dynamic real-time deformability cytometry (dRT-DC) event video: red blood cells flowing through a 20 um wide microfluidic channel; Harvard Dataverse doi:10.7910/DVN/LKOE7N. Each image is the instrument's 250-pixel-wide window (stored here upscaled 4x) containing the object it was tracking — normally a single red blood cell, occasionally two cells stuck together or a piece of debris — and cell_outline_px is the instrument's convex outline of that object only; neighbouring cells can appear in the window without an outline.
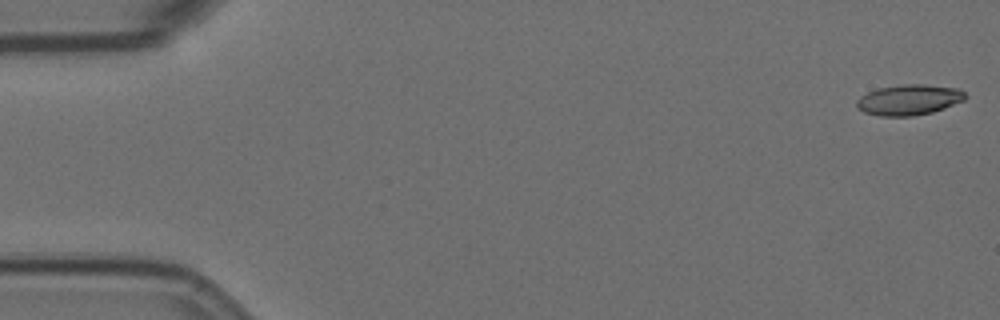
{"species": "Egyptian fruit bat (a non-hibernating species)", "species_latin": "Rousettus aegyptiacus", "temperature_condition": "room temperature", "stored_images_in_passage": 17, "camera_frame_rate_fps": 3000, "um_per_image_px": 0.085, "animal": {"sex": "female"}, "frame": {"image": 1, "passage_image": 1, "time_ms": 0.0, "image_size_px": [1000, 320], "cell_outline_px": [[968, 96], [964, 100], [944, 108], [932, 112], [912, 116], [880, 116], [864, 112], [856, 108], [856, 100], [860, 96], [876, 88], [904, 84], [924, 84], [960, 88]], "centroid_in_image_um": [77.25, 8.47], "position_along_channel_um": 7.7, "area_um2": 19.54}}
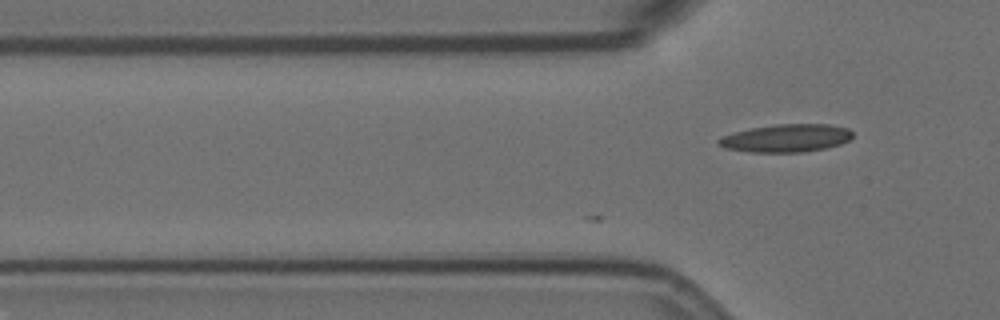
{"frame": {"image": 2, "passage_image": 17, "time_ms": 5.333, "image_size_px": [1000, 320], "cell_outline_px": [[852, 136], [848, 140], [840, 144], [824, 148], [804, 152], [752, 152], [724, 148], [716, 144], [716, 140], [720, 136], [752, 128], [776, 124], [828, 124], [848, 128], [852, 132]], "centroid_in_image_um": [66.79, 11.74], "position_along_channel_um": 59.0, "area_um2": 21.73}}